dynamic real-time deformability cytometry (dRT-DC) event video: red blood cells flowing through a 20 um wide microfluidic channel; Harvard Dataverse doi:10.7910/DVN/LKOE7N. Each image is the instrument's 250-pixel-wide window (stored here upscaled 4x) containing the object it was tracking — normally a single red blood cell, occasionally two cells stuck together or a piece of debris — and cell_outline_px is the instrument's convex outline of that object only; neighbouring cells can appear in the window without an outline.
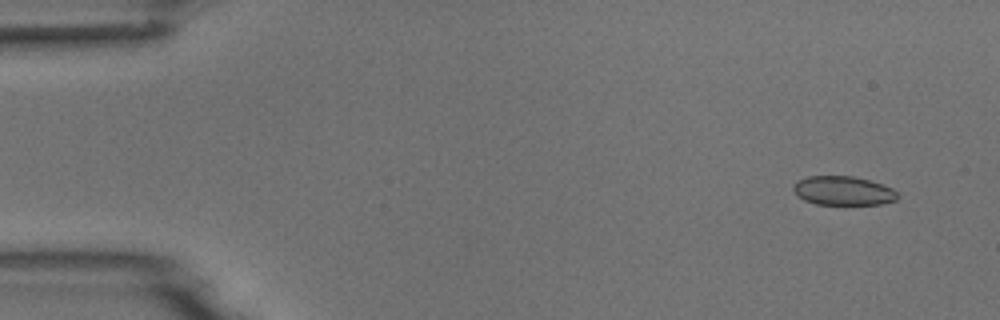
{"species": "common noctule bat (a hibernating species)", "species_latin": "Nyctalus noctula", "temperature_condition": "room temperature", "stored_images_in_passage": 14, "camera_frame_rate_fps": 3000, "um_per_image_px": 0.085, "animal": {"sex": "male", "body_mass_g": 18.8}, "frame": {"image": 1, "passage_image": 1, "time_ms": 0.0, "image_size_px": [1000, 320], "cell_outline_px": [[896, 200], [880, 204], [844, 208], [816, 204], [804, 200], [792, 188], [792, 184], [796, 180], [808, 176], [852, 176], [868, 180], [892, 188], [896, 192]], "centroid_in_image_um": [71.64, 16.27], "position_along_channel_um": 13.4, "area_um2": 18.32}}
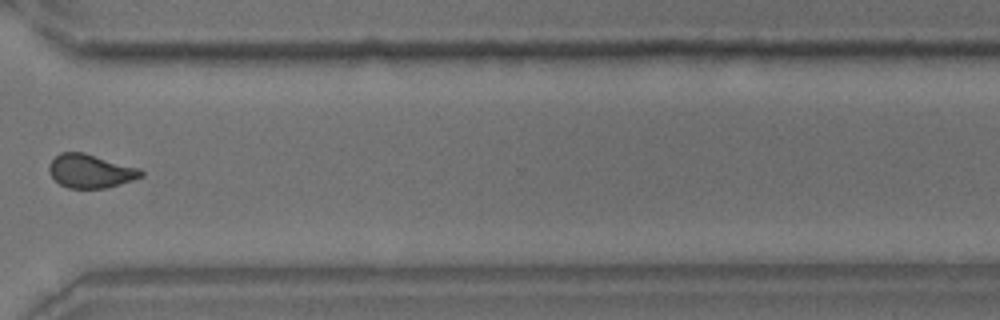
{"frame": {"image": 2, "passage_image": 11, "time_ms": 12.333, "image_size_px": [1000, 320], "cell_outline_px": [[144, 176], [120, 184], [104, 188], [68, 188], [60, 184], [48, 172], [48, 164], [60, 152], [84, 152], [140, 168], [144, 172]], "centroid_in_image_um": [7.7, 14.53], "position_along_channel_um": 362.9, "area_um2": 18.09}}
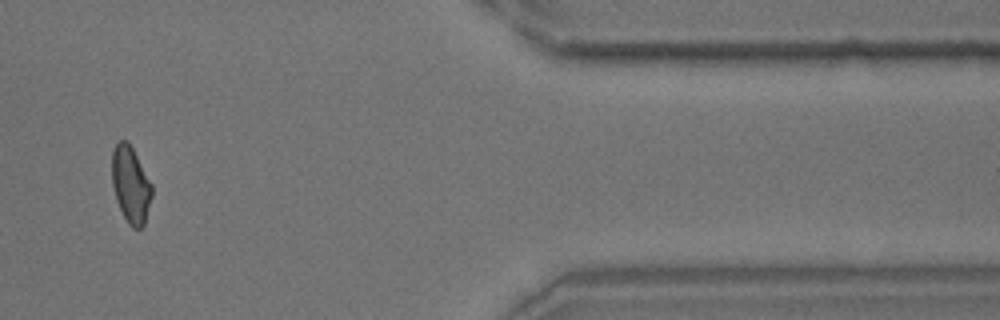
{"frame": {"image": 3, "passage_image": 12, "time_ms": 14.333, "image_size_px": [1000, 320], "cell_outline_px": [[152, 196], [144, 224], [140, 228], [132, 228], [128, 224], [116, 200], [112, 184], [112, 152], [116, 144], [120, 140], [124, 140], [132, 148], [152, 184]], "centroid_in_image_um": [11.1, 15.72], "position_along_channel_um": 400.3, "area_um2": 17.57}}